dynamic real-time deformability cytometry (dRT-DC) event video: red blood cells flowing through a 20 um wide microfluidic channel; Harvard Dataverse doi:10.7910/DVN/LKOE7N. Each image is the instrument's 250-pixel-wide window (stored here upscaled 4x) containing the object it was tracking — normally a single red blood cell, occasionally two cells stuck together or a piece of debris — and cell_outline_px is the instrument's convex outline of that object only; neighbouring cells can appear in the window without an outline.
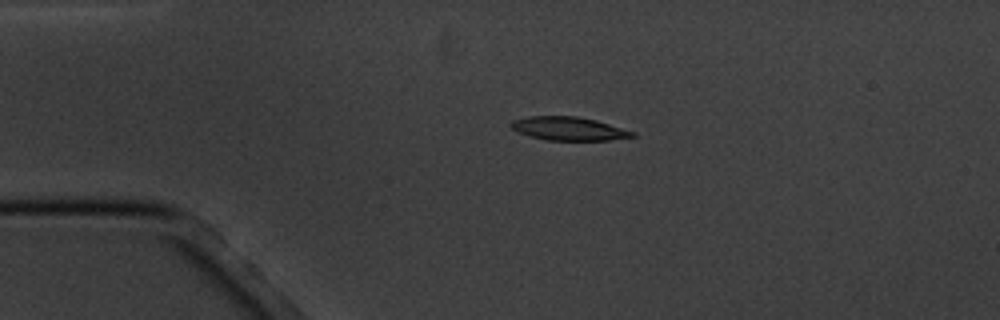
{"species": "common noctule bat (a hibernating species)", "species_latin": "Nyctalus noctula", "temperature_condition": "cold", "stored_images_in_passage": 2, "camera_frame_rate_fps": 3000, "um_per_image_px": 0.085, "animal": {"sex": "male", "body_mass_g": 20.1, "forearm_length_mm": 53.5}, "frame": {"image": 1, "passage_image": 1, "time_ms": 0.0, "image_size_px": [1000, 320], "cell_outline_px": [[636, 136], [608, 140], [548, 140], [528, 136], [516, 132], [508, 124], [512, 120], [528, 116], [576, 116], [596, 120], [636, 132]], "centroid_in_image_um": [48.3, 10.93], "position_along_channel_um": 36.7, "area_um2": 16.7}}